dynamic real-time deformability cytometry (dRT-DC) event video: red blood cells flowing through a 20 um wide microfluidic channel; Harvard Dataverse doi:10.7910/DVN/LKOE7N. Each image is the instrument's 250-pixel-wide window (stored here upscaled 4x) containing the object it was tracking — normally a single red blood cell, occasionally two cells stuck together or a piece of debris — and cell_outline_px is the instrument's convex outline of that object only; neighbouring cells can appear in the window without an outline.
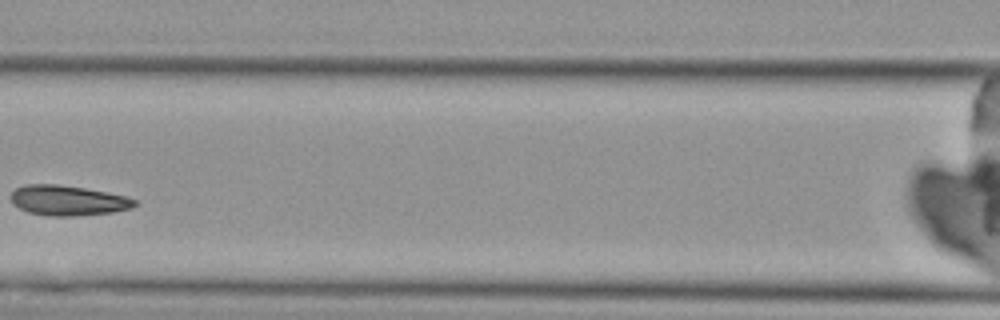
{"species": "Egyptian fruit bat (a non-hibernating species)", "species_latin": "Rousettus aegyptiacus", "temperature_condition": "cold", "stored_images_in_passage": 7, "camera_frame_rate_fps": 3000, "um_per_image_px": 0.085, "animal": {"sex": "female"}, "frame": {"image": 1, "passage_image": 3, "time_ms": 2.333, "image_size_px": [1000, 320], "cell_outline_px": [[136, 204], [132, 208], [112, 212], [72, 216], [48, 216], [28, 212], [12, 204], [12, 192], [16, 188], [24, 184], [56, 184], [84, 188], [108, 192], [124, 196], [136, 200]], "centroid_in_image_um": [5.75, 17.04], "position_along_channel_um": 160.8, "area_um2": 21.62}}
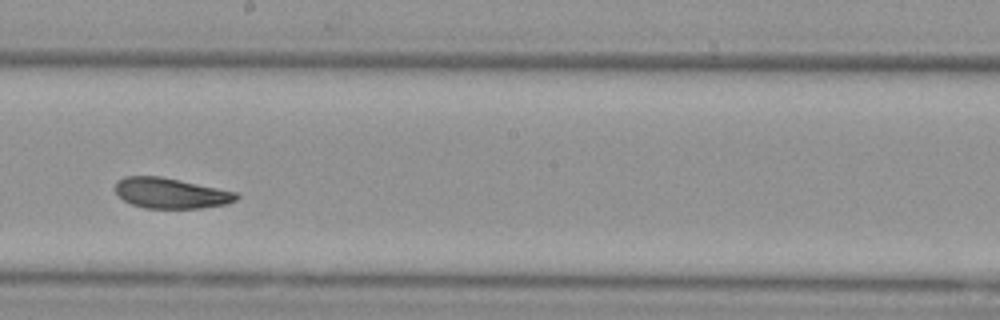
{"frame": {"image": 2, "passage_image": 5, "time_ms": 4.333, "image_size_px": [1000, 320], "cell_outline_px": [[240, 196], [236, 200], [224, 204], [200, 208], [144, 208], [132, 204], [124, 200], [116, 192], [116, 180], [124, 176], [160, 176], [236, 192]], "centroid_in_image_um": [14.49, 16.41], "position_along_channel_um": 233.7, "area_um2": 21.27}}
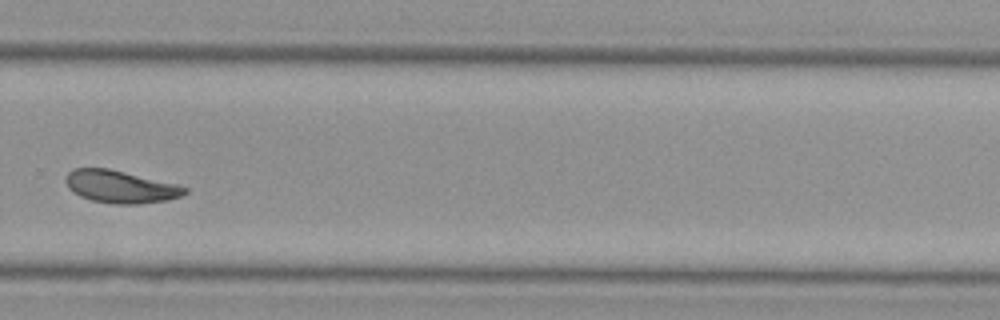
{"frame": {"image": 3, "passage_image": 7, "time_ms": 6.667, "image_size_px": [1000, 320], "cell_outline_px": [[188, 192], [180, 196], [168, 200], [140, 204], [112, 204], [92, 200], [80, 196], [72, 192], [68, 188], [64, 180], [64, 176], [72, 168], [108, 168], [176, 184], [188, 188]], "centroid_in_image_um": [10.19, 15.87], "position_along_channel_um": 319.6, "area_um2": 22.66}}